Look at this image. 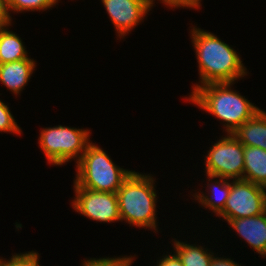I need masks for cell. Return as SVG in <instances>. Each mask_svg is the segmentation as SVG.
<instances>
[{
	"label": "cell",
	"instance_id": "6da1fadb",
	"mask_svg": "<svg viewBox=\"0 0 266 266\" xmlns=\"http://www.w3.org/2000/svg\"><path fill=\"white\" fill-rule=\"evenodd\" d=\"M191 34L201 79V85H193L191 94L199 86L209 83H234L247 75L239 53L216 35L195 27L192 28Z\"/></svg>",
	"mask_w": 266,
	"mask_h": 266
},
{
	"label": "cell",
	"instance_id": "7a4b0ae2",
	"mask_svg": "<svg viewBox=\"0 0 266 266\" xmlns=\"http://www.w3.org/2000/svg\"><path fill=\"white\" fill-rule=\"evenodd\" d=\"M232 84L231 82L205 84L185 98L199 106L201 110L225 122L223 126L227 134H232L260 110L244 96L232 90Z\"/></svg>",
	"mask_w": 266,
	"mask_h": 266
},
{
	"label": "cell",
	"instance_id": "3957f363",
	"mask_svg": "<svg viewBox=\"0 0 266 266\" xmlns=\"http://www.w3.org/2000/svg\"><path fill=\"white\" fill-rule=\"evenodd\" d=\"M155 179L135 171L123 181L116 192L121 221L157 232Z\"/></svg>",
	"mask_w": 266,
	"mask_h": 266
},
{
	"label": "cell",
	"instance_id": "277c9868",
	"mask_svg": "<svg viewBox=\"0 0 266 266\" xmlns=\"http://www.w3.org/2000/svg\"><path fill=\"white\" fill-rule=\"evenodd\" d=\"M77 174L74 183L93 191L116 193L123 181L132 173L120 168L94 143H89L76 163Z\"/></svg>",
	"mask_w": 266,
	"mask_h": 266
},
{
	"label": "cell",
	"instance_id": "5b68a950",
	"mask_svg": "<svg viewBox=\"0 0 266 266\" xmlns=\"http://www.w3.org/2000/svg\"><path fill=\"white\" fill-rule=\"evenodd\" d=\"M89 133L88 129L62 125L46 127L41 129L38 143L48 163L59 166L73 158L77 163L90 143Z\"/></svg>",
	"mask_w": 266,
	"mask_h": 266
},
{
	"label": "cell",
	"instance_id": "8992f818",
	"mask_svg": "<svg viewBox=\"0 0 266 266\" xmlns=\"http://www.w3.org/2000/svg\"><path fill=\"white\" fill-rule=\"evenodd\" d=\"M205 159L206 174L229 180L243 179L244 146L233 134L212 145Z\"/></svg>",
	"mask_w": 266,
	"mask_h": 266
},
{
	"label": "cell",
	"instance_id": "52a82bcc",
	"mask_svg": "<svg viewBox=\"0 0 266 266\" xmlns=\"http://www.w3.org/2000/svg\"><path fill=\"white\" fill-rule=\"evenodd\" d=\"M265 211L266 188L244 179H236L230 182V195L218 217L228 221L257 216Z\"/></svg>",
	"mask_w": 266,
	"mask_h": 266
},
{
	"label": "cell",
	"instance_id": "ba28073f",
	"mask_svg": "<svg viewBox=\"0 0 266 266\" xmlns=\"http://www.w3.org/2000/svg\"><path fill=\"white\" fill-rule=\"evenodd\" d=\"M73 187L72 206L79 214L99 222L121 221L116 193L93 191L75 183Z\"/></svg>",
	"mask_w": 266,
	"mask_h": 266
},
{
	"label": "cell",
	"instance_id": "9c48e42d",
	"mask_svg": "<svg viewBox=\"0 0 266 266\" xmlns=\"http://www.w3.org/2000/svg\"><path fill=\"white\" fill-rule=\"evenodd\" d=\"M118 36L124 37L150 11L145 0H101Z\"/></svg>",
	"mask_w": 266,
	"mask_h": 266
},
{
	"label": "cell",
	"instance_id": "30bf717a",
	"mask_svg": "<svg viewBox=\"0 0 266 266\" xmlns=\"http://www.w3.org/2000/svg\"><path fill=\"white\" fill-rule=\"evenodd\" d=\"M227 222L256 253L266 256V211L257 216L230 219Z\"/></svg>",
	"mask_w": 266,
	"mask_h": 266
},
{
	"label": "cell",
	"instance_id": "8fae6325",
	"mask_svg": "<svg viewBox=\"0 0 266 266\" xmlns=\"http://www.w3.org/2000/svg\"><path fill=\"white\" fill-rule=\"evenodd\" d=\"M34 59H22L0 64V82L13 94H20L35 70Z\"/></svg>",
	"mask_w": 266,
	"mask_h": 266
},
{
	"label": "cell",
	"instance_id": "7c38bea8",
	"mask_svg": "<svg viewBox=\"0 0 266 266\" xmlns=\"http://www.w3.org/2000/svg\"><path fill=\"white\" fill-rule=\"evenodd\" d=\"M243 146L266 150V112L261 109L232 133Z\"/></svg>",
	"mask_w": 266,
	"mask_h": 266
},
{
	"label": "cell",
	"instance_id": "4fadbf2b",
	"mask_svg": "<svg viewBox=\"0 0 266 266\" xmlns=\"http://www.w3.org/2000/svg\"><path fill=\"white\" fill-rule=\"evenodd\" d=\"M243 179L266 188V150L244 146Z\"/></svg>",
	"mask_w": 266,
	"mask_h": 266
},
{
	"label": "cell",
	"instance_id": "5bb4252c",
	"mask_svg": "<svg viewBox=\"0 0 266 266\" xmlns=\"http://www.w3.org/2000/svg\"><path fill=\"white\" fill-rule=\"evenodd\" d=\"M208 181H211V184L208 182L209 189L211 190V195H204V193H195V200H198L199 204H202L205 208L211 209L218 216L225 207L226 201L230 195V180L222 177H217L219 180H214L216 177L206 174ZM211 179V180H210ZM213 183V184H212ZM211 186V187H210Z\"/></svg>",
	"mask_w": 266,
	"mask_h": 266
},
{
	"label": "cell",
	"instance_id": "9a60e30c",
	"mask_svg": "<svg viewBox=\"0 0 266 266\" xmlns=\"http://www.w3.org/2000/svg\"><path fill=\"white\" fill-rule=\"evenodd\" d=\"M7 27L0 28V64L29 58L21 38Z\"/></svg>",
	"mask_w": 266,
	"mask_h": 266
},
{
	"label": "cell",
	"instance_id": "2e32d148",
	"mask_svg": "<svg viewBox=\"0 0 266 266\" xmlns=\"http://www.w3.org/2000/svg\"><path fill=\"white\" fill-rule=\"evenodd\" d=\"M175 254L184 266H210L213 254L202 246L187 244L174 239Z\"/></svg>",
	"mask_w": 266,
	"mask_h": 266
},
{
	"label": "cell",
	"instance_id": "e0dca14e",
	"mask_svg": "<svg viewBox=\"0 0 266 266\" xmlns=\"http://www.w3.org/2000/svg\"><path fill=\"white\" fill-rule=\"evenodd\" d=\"M58 3L57 0H6V6L8 13L24 12V11H41L50 9L52 6Z\"/></svg>",
	"mask_w": 266,
	"mask_h": 266
},
{
	"label": "cell",
	"instance_id": "ac0fdd59",
	"mask_svg": "<svg viewBox=\"0 0 266 266\" xmlns=\"http://www.w3.org/2000/svg\"><path fill=\"white\" fill-rule=\"evenodd\" d=\"M39 253L31 251L24 254H14L10 260L0 258V266H40Z\"/></svg>",
	"mask_w": 266,
	"mask_h": 266
},
{
	"label": "cell",
	"instance_id": "d6986e66",
	"mask_svg": "<svg viewBox=\"0 0 266 266\" xmlns=\"http://www.w3.org/2000/svg\"><path fill=\"white\" fill-rule=\"evenodd\" d=\"M15 121L8 105L0 100V132L21 134V128Z\"/></svg>",
	"mask_w": 266,
	"mask_h": 266
},
{
	"label": "cell",
	"instance_id": "ffe728a7",
	"mask_svg": "<svg viewBox=\"0 0 266 266\" xmlns=\"http://www.w3.org/2000/svg\"><path fill=\"white\" fill-rule=\"evenodd\" d=\"M134 258L131 257H115V258H90L84 260L82 266H131Z\"/></svg>",
	"mask_w": 266,
	"mask_h": 266
},
{
	"label": "cell",
	"instance_id": "44dd1931",
	"mask_svg": "<svg viewBox=\"0 0 266 266\" xmlns=\"http://www.w3.org/2000/svg\"><path fill=\"white\" fill-rule=\"evenodd\" d=\"M11 19L10 13L7 10L6 0H0V28L12 25Z\"/></svg>",
	"mask_w": 266,
	"mask_h": 266
},
{
	"label": "cell",
	"instance_id": "7402d4cb",
	"mask_svg": "<svg viewBox=\"0 0 266 266\" xmlns=\"http://www.w3.org/2000/svg\"><path fill=\"white\" fill-rule=\"evenodd\" d=\"M164 258L157 262V266H184L179 257L174 253L173 255H165Z\"/></svg>",
	"mask_w": 266,
	"mask_h": 266
},
{
	"label": "cell",
	"instance_id": "603a6c76",
	"mask_svg": "<svg viewBox=\"0 0 266 266\" xmlns=\"http://www.w3.org/2000/svg\"><path fill=\"white\" fill-rule=\"evenodd\" d=\"M210 266H241L237 262L231 260L230 258H224V257H212Z\"/></svg>",
	"mask_w": 266,
	"mask_h": 266
},
{
	"label": "cell",
	"instance_id": "cb8c5ba5",
	"mask_svg": "<svg viewBox=\"0 0 266 266\" xmlns=\"http://www.w3.org/2000/svg\"><path fill=\"white\" fill-rule=\"evenodd\" d=\"M202 0H177V8L178 7H187V8H194L198 9L201 6Z\"/></svg>",
	"mask_w": 266,
	"mask_h": 266
},
{
	"label": "cell",
	"instance_id": "d4e9b609",
	"mask_svg": "<svg viewBox=\"0 0 266 266\" xmlns=\"http://www.w3.org/2000/svg\"><path fill=\"white\" fill-rule=\"evenodd\" d=\"M154 1L155 0H145L149 10H151V7H153ZM159 1H162V3L169 6L170 8H177V0H159Z\"/></svg>",
	"mask_w": 266,
	"mask_h": 266
}]
</instances>
